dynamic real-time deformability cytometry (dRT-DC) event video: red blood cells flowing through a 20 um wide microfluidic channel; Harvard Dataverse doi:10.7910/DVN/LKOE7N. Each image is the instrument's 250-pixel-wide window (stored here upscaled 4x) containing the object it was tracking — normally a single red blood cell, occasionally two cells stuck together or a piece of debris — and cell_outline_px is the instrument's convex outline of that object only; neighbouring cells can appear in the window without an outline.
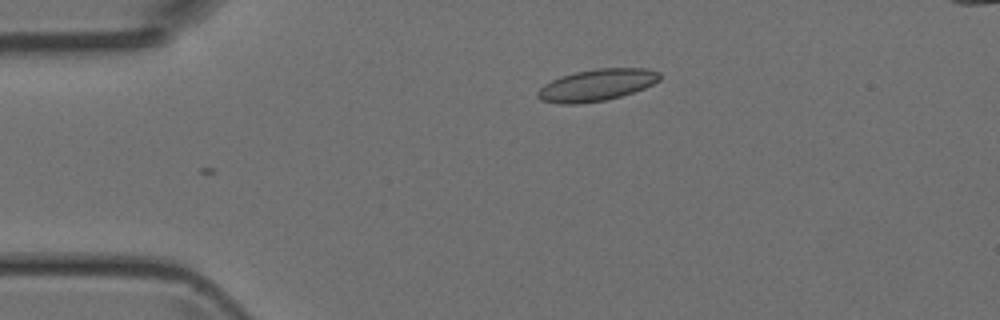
{"species": "Egyptian fruit bat (a non-hibernating species)", "species_latin": "Rousettus aegyptiacus", "temperature_condition": "room temperature", "stored_images_in_passage": 35, "camera_frame_rate_fps": 3000, "um_per_image_px": 0.085, "animal": {"sex": "female"}, "frame": {"image": 1, "passage_image": 1, "time_ms": 0.0, "image_size_px": [1000, 320], "cell_outline_px": [[660, 80], [644, 88], [620, 96], [604, 100], [576, 104], [560, 104], [540, 100], [536, 96], [536, 92], [544, 84], [560, 76], [576, 72], [596, 68], [644, 68], [660, 72]], "centroid_in_image_um": [50.69, 7.22], "position_along_channel_um": 34.3, "area_um2": 22.54}}
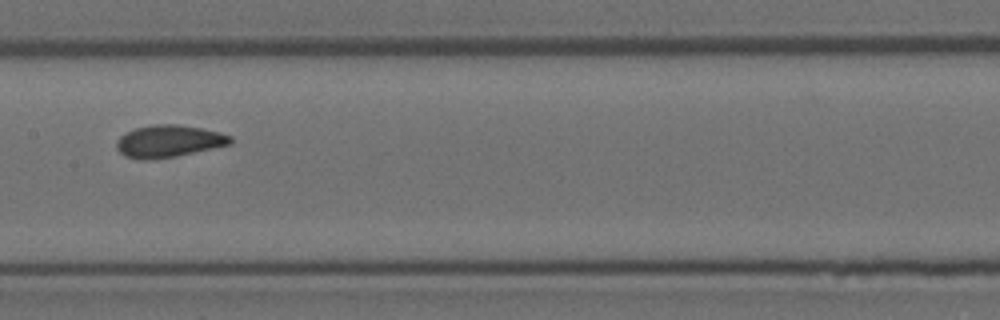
{"frame": {"image": 2, "passage_image": 15, "time_ms": 4.667, "image_size_px": [1000, 320], "cell_outline_px": [[232, 144], [176, 156], [152, 160], [140, 160], [124, 156], [116, 148], [116, 140], [124, 132], [136, 128], [152, 124], [180, 124], [220, 132], [232, 136]], "centroid_in_image_um": [14.31, 12.0], "position_along_channel_um": 193.1, "area_um2": 21.62}}
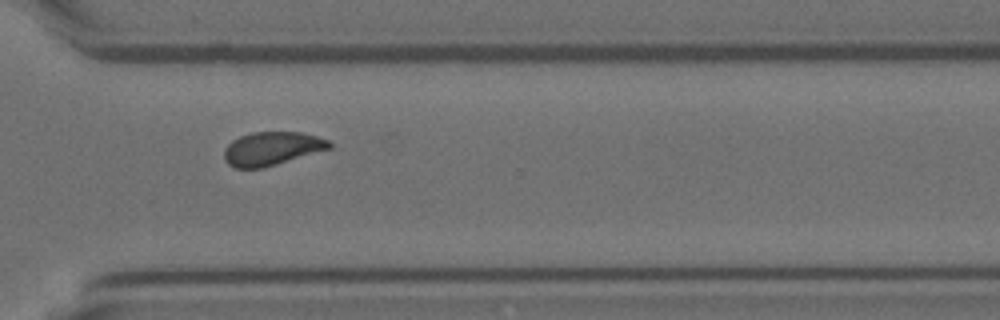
{"frame": {"image": 3, "passage_image": 26, "time_ms": 8.333, "image_size_px": [1000, 320], "cell_outline_px": [[332, 148], [264, 168], [236, 168], [228, 164], [224, 160], [224, 148], [232, 140], [240, 136], [252, 132], [304, 132], [332, 140]], "centroid_in_image_um": [23.14, 12.62], "position_along_channel_um": 347.5, "area_um2": 20.87}}